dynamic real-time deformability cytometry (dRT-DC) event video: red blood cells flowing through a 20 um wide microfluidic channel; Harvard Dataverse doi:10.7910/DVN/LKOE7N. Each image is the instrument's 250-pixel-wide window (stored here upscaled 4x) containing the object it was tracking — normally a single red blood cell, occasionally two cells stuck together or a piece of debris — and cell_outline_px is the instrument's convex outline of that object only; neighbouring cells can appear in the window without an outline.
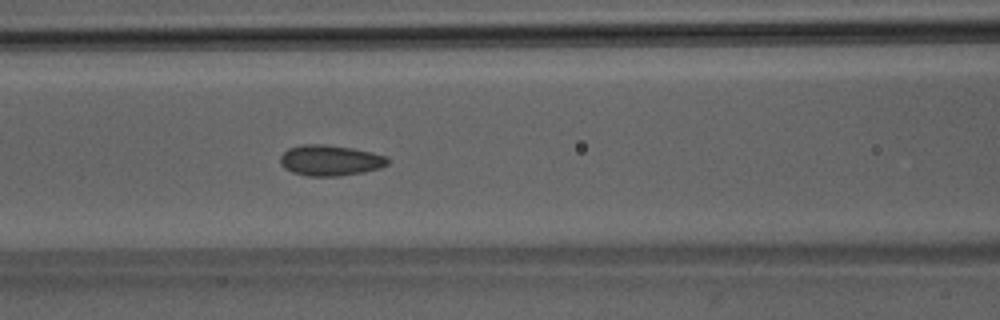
{"species": "Egyptian fruit bat (a non-hibernating species)", "species_latin": "Rousettus aegyptiacus", "temperature_condition": "room temperature", "stored_images_in_passage": 36, "camera_frame_rate_fps": 3000, "um_per_image_px": 0.085, "animal": {"sex": "male"}, "frame": {"image": 1, "passage_image": 13, "time_ms": 4.0, "image_size_px": [1000, 320], "cell_outline_px": [[388, 164], [380, 168], [364, 172], [340, 176], [308, 176], [292, 172], [284, 168], [280, 164], [280, 156], [288, 148], [304, 144], [324, 144], [352, 148], [372, 152], [388, 156]], "centroid_in_image_um": [28.07, 13.63], "position_along_channel_um": 138.5, "area_um2": 19.36}}
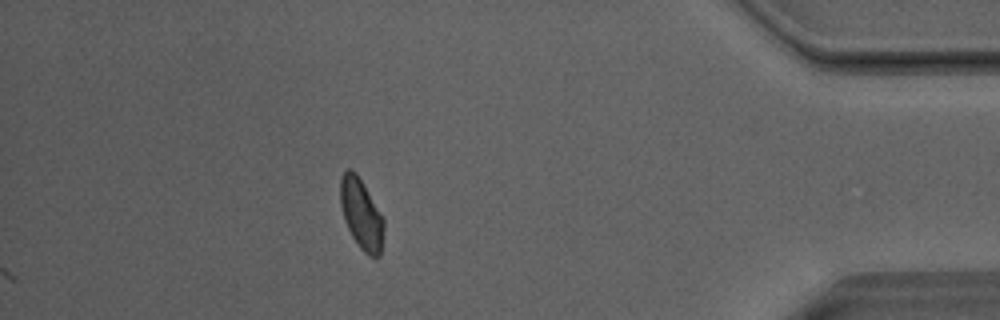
{"frame": {"image": 2, "passage_image": 36, "time_ms": 11.667, "image_size_px": [1000, 320], "cell_outline_px": [[384, 228], [380, 256], [376, 260], [368, 256], [356, 244], [344, 220], [340, 204], [340, 176], [348, 168], [352, 168], [356, 172], [384, 216]], "centroid_in_image_um": [30.72, 18.2], "position_along_channel_um": 404.5, "area_um2": 18.32}, "authors_computed_cell_mechanics": {"area_um2": 18.3515, "velocity_mm_per_s": 4.062, "shape_relaxation_time_tau1_ms": 8.1296, "shape_relaxation_time_tau2_ms": 1.6373, "deformation_change_tau1": 0.1009, "deformation_change_tau2": 0.0604}}